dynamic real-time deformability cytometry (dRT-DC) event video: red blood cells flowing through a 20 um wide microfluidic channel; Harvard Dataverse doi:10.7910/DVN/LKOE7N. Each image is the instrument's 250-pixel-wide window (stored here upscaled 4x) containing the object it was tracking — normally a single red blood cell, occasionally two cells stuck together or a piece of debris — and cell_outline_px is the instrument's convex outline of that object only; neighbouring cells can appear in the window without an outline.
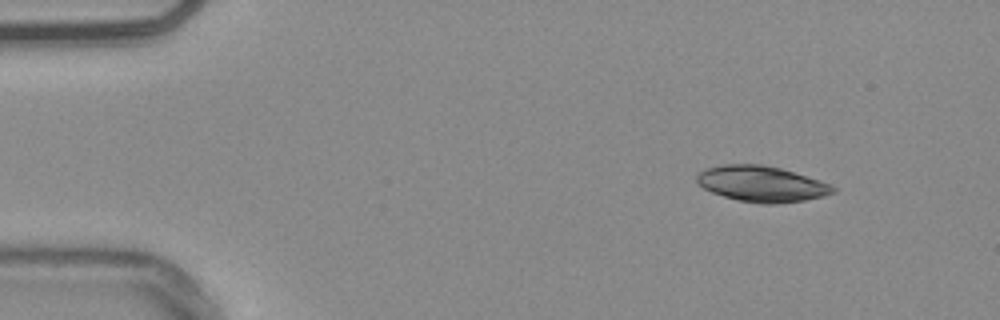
{"species": "common noctule bat (a hibernating species)", "species_latin": "Nyctalus noctula", "temperature_condition": "warm", "stored_images_in_passage": 52, "camera_frame_rate_fps": 3000, "um_per_image_px": 0.085, "animal": {"sex": "male", "body_mass_g": 20.4}, "frame": {"image": 1, "passage_image": 5, "time_ms": 1.333, "image_size_px": [1000, 320], "cell_outline_px": [[836, 192], [824, 196], [804, 200], [776, 204], [760, 204], [740, 200], [724, 196], [712, 192], [704, 188], [696, 180], [696, 176], [700, 172], [708, 168], [720, 164], [760, 164], [780, 168], [820, 180], [836, 188]], "centroid_in_image_um": [64.75, 15.63], "position_along_channel_um": 20.3, "area_um2": 28.21}}
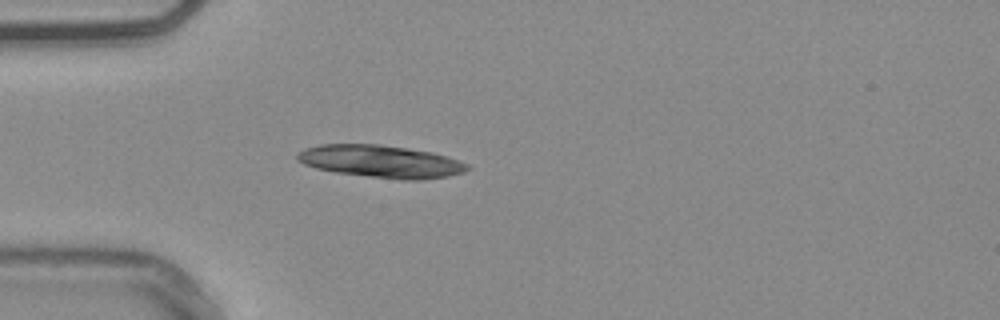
{"frame": {"image": 2, "passage_image": 14, "time_ms": 4.333, "image_size_px": [1000, 320], "cell_outline_px": [[472, 168], [464, 172], [448, 176], [420, 180], [404, 180], [336, 172], [316, 168], [304, 164], [296, 156], [296, 152], [304, 148], [320, 144], [380, 144], [432, 152], [448, 156], [468, 164]], "centroid_in_image_um": [32.4, 13.71], "position_along_channel_um": 52.6, "area_um2": 32.14}}